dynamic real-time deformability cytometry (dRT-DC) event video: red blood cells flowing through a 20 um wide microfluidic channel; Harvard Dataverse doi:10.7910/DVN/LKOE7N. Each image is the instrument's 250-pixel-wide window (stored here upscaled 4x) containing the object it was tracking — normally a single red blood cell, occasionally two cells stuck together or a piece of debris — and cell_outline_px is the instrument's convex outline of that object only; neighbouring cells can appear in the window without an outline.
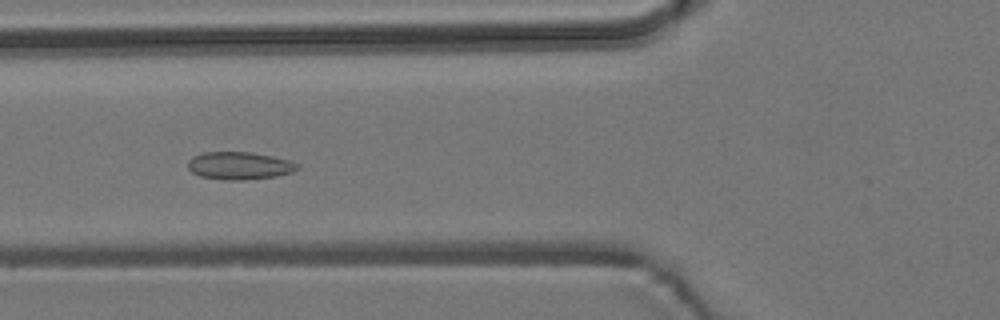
{"species": "common noctule bat (a hibernating species)", "species_latin": "Nyctalus noctula", "temperature_condition": "room temperature", "stored_images_in_passage": 8, "camera_frame_rate_fps": 3000, "um_per_image_px": 0.085, "animal": {"sex": "male", "body_mass_g": 19.2, "forearm_length_mm": 51.8}, "frame": {"image": 1, "passage_image": 6, "time_ms": 6.667, "image_size_px": [1000, 320], "cell_outline_px": [[300, 168], [292, 172], [276, 176], [240, 180], [228, 180], [200, 176], [192, 172], [188, 168], [188, 160], [192, 156], [204, 152], [252, 152], [272, 156], [288, 160], [300, 164]], "centroid_in_image_um": [20.35, 14.07], "position_along_channel_um": 105.4, "area_um2": 17.63}}
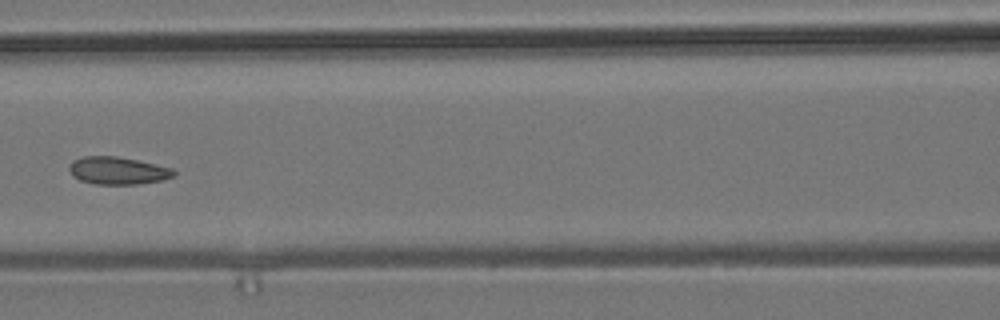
{"frame": {"image": 2, "passage_image": 7, "time_ms": 8.0, "image_size_px": [1000, 320], "cell_outline_px": [[176, 176], [164, 180], [136, 184], [96, 184], [80, 180], [72, 176], [68, 168], [72, 160], [84, 156], [116, 156], [136, 160], [172, 168], [176, 172]], "centroid_in_image_um": [10.01, 14.5], "position_along_channel_um": 156.6, "area_um2": 16.82}}
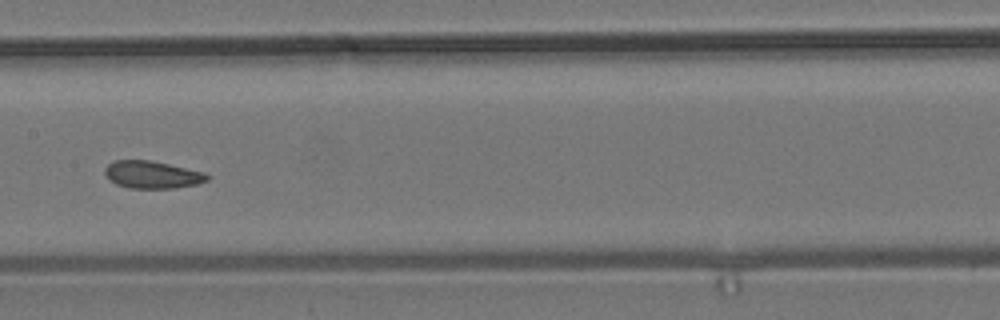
{"frame": {"image": 3, "passage_image": 8, "time_ms": 9.0, "image_size_px": [1000, 320], "cell_outline_px": [[208, 180], [196, 184], [176, 188], [128, 188], [116, 184], [104, 172], [104, 168], [108, 164], [116, 160], [148, 160], [168, 164], [204, 172], [208, 176]], "centroid_in_image_um": [12.93, 14.85], "position_along_channel_um": 194.5, "area_um2": 16.13}}